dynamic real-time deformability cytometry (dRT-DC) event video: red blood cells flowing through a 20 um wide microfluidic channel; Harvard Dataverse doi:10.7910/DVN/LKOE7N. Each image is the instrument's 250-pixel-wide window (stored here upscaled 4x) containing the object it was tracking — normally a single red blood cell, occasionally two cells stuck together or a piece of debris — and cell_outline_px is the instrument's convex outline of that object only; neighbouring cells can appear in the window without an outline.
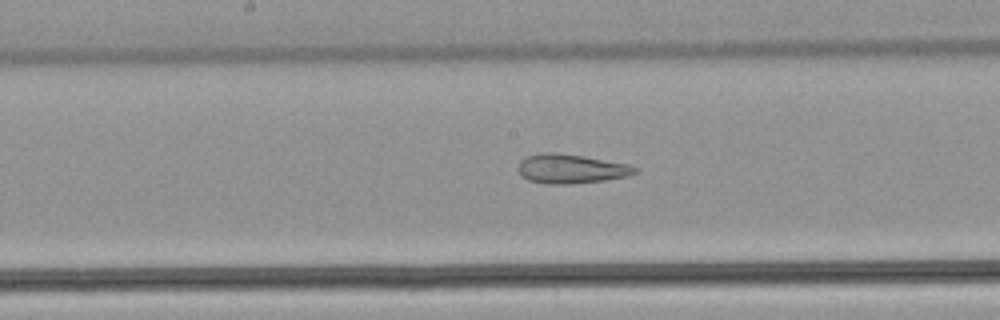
{"species": "common noctule bat (a hibernating species)", "species_latin": "Nyctalus noctula", "temperature_condition": "warm", "stored_images_in_passage": 37, "camera_frame_rate_fps": 3000, "um_per_image_px": 0.085, "animal": {"sex": "male", "body_mass_g": 21.5, "forearm_length_mm": 52.0}, "frame": {"image": 1, "passage_image": 22, "time_ms": 7.0, "image_size_px": [1000, 320], "cell_outline_px": [[640, 172], [628, 176], [604, 180], [568, 184], [548, 184], [528, 180], [520, 176], [520, 160], [528, 156], [540, 152], [552, 152], [584, 156], [628, 164], [640, 168]], "centroid_in_image_um": [48.58, 14.34], "position_along_channel_um": 199.6, "area_um2": 19.94}}